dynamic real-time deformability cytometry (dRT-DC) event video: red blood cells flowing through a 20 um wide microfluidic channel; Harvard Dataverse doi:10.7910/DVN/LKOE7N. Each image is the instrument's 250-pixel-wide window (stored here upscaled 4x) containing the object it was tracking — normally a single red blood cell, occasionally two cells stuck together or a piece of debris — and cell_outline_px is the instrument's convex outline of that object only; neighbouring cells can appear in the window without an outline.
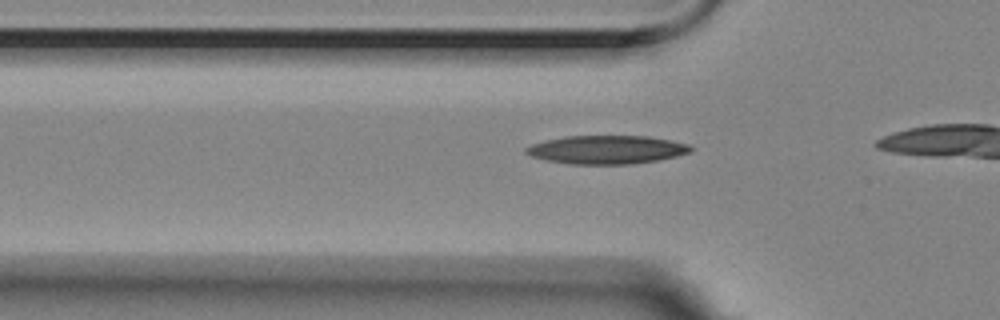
{"species": "Egyptian fruit bat (a non-hibernating species)", "species_latin": "Rousettus aegyptiacus", "temperature_condition": "room temperature", "stored_images_in_passage": 11, "camera_frame_rate_fps": 3000, "um_per_image_px": 0.085, "animal": {"sex": "female"}, "frame": {"image": 1, "passage_image": 8, "time_ms": 2.333, "image_size_px": [1000, 320], "cell_outline_px": [[692, 152], [676, 156], [656, 160], [632, 164], [568, 164], [548, 160], [532, 156], [524, 152], [524, 148], [532, 144], [544, 140], [564, 136], [648, 136], [672, 140], [688, 144], [692, 148]], "centroid_in_image_um": [51.56, 12.71], "position_along_channel_um": 74.2, "area_um2": 27.34}}